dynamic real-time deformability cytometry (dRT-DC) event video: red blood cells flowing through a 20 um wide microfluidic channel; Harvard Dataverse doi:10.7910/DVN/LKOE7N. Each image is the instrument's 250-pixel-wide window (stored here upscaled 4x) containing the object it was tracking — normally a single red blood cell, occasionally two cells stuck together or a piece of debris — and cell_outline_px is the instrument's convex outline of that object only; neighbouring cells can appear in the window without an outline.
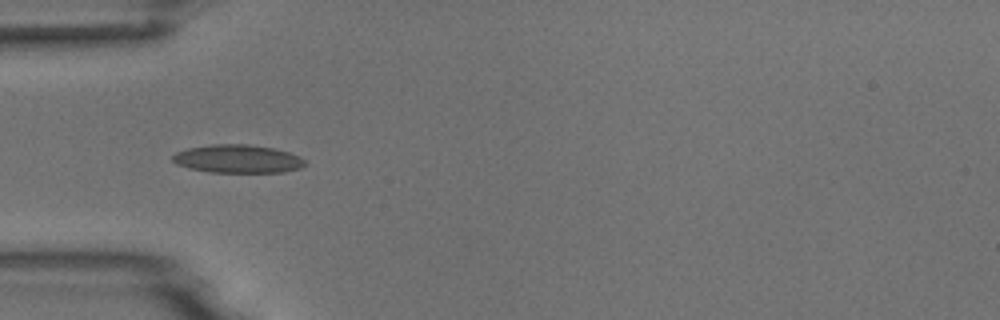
{"species": "common noctule bat (a hibernating species)", "species_latin": "Nyctalus noctula", "temperature_condition": "room temperature", "stored_images_in_passage": 7, "camera_frame_rate_fps": 3000, "um_per_image_px": 0.085, "animal": {"sex": "male", "body_mass_g": 18.8}, "frame": {"image": 1, "passage_image": 5, "time_ms": 4.667, "image_size_px": [1000, 320], "cell_outline_px": [[308, 164], [300, 168], [284, 172], [212, 172], [188, 168], [176, 164], [172, 160], [172, 156], [176, 152], [188, 148], [212, 144], [248, 144], [272, 148], [288, 152], [300, 156]], "centroid_in_image_um": [20.21, 13.5], "position_along_channel_um": 64.8, "area_um2": 21.79}}